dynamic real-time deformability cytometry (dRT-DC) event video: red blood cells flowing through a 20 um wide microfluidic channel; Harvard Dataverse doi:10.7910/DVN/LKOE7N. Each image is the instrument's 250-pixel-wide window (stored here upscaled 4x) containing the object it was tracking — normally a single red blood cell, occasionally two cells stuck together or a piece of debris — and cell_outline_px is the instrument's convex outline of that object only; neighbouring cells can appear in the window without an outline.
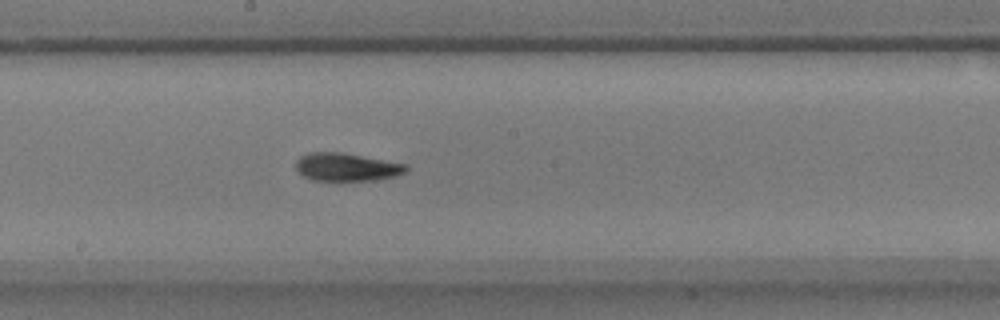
{"species": "common noctule bat (a hibernating species)", "species_latin": "Nyctalus noctula", "temperature_condition": "warm", "stored_images_in_passage": 56, "camera_frame_rate_fps": 3000, "um_per_image_px": 0.085, "animal": {"sex": "male", "body_mass_g": 17.9}, "frame": {"image": 1, "passage_image": 30, "time_ms": 9.667, "image_size_px": [1000, 320], "cell_outline_px": [[408, 168], [404, 172], [396, 176], [372, 180], [312, 180], [304, 176], [296, 168], [296, 160], [300, 156], [308, 152], [340, 152], [408, 164]], "centroid_in_image_um": [29.45, 14.19], "position_along_channel_um": 218.7, "area_um2": 17.86}}
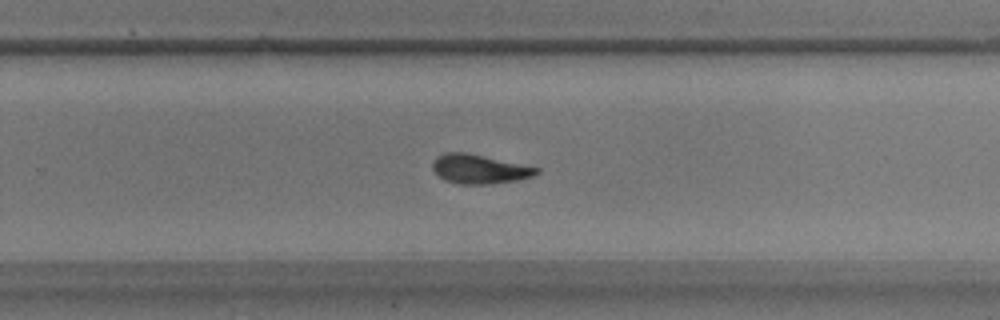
{"frame": {"image": 2, "passage_image": 36, "time_ms": 11.667, "image_size_px": [1000, 320], "cell_outline_px": [[540, 172], [532, 176], [516, 180], [492, 184], [460, 184], [444, 180], [432, 168], [432, 160], [436, 156], [444, 152], [464, 152], [540, 168]], "centroid_in_image_um": [40.71, 14.37], "position_along_channel_um": 289.1, "area_um2": 17.57}}
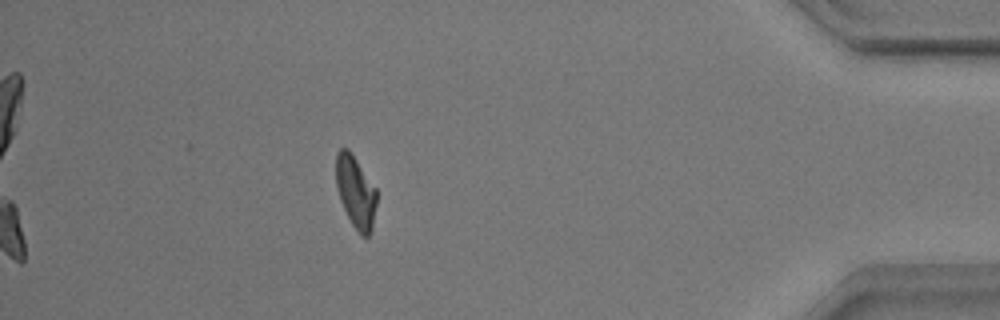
{"frame": {"image": 3, "passage_image": 50, "time_ms": 16.333, "image_size_px": [1000, 320], "cell_outline_px": [[376, 204], [372, 228], [368, 236], [364, 236], [352, 224], [340, 200], [336, 188], [336, 152], [340, 148], [348, 148], [376, 188]], "centroid_in_image_um": [30.21, 16.27], "position_along_channel_um": 405.0, "area_um2": 16.82}, "authors_computed_cell_mechanics": {"area_um2": 17.8024, "velocity_mm_per_s": 3.5308, "shape_relaxation_time_tau1_ms": 4.6339, "shape_relaxation_time_tau2_ms": 3.3596, "deformation_change_tau1": 0.1689, "deformation_change_tau2": 0.098}}